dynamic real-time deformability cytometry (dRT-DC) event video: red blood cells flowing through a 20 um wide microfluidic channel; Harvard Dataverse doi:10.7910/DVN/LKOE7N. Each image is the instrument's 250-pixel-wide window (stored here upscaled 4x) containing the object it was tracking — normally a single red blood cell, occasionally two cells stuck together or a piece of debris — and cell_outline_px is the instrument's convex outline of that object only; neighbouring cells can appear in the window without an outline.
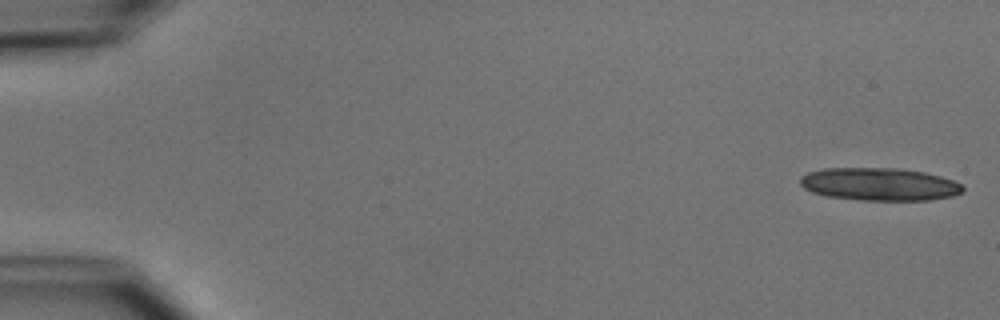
{"species": "common noctule bat (a hibernating species)", "species_latin": "Nyctalus noctula", "temperature_condition": "cold", "stored_images_in_passage": 5, "camera_frame_rate_fps": 3000, "um_per_image_px": 0.085, "animal": {"sex": "male", "body_mass_g": 15.6}, "frame": {"image": 1, "passage_image": 1, "time_ms": 0.0, "image_size_px": [1000, 320], "cell_outline_px": [[964, 188], [960, 192], [952, 196], [928, 200], [860, 200], [828, 196], [812, 192], [804, 188], [800, 184], [800, 176], [808, 172], [824, 168], [896, 168], [924, 172], [940, 176], [952, 180], [960, 184]], "centroid_in_image_um": [74.71, 15.65], "position_along_channel_um": 10.3, "area_um2": 30.92}}